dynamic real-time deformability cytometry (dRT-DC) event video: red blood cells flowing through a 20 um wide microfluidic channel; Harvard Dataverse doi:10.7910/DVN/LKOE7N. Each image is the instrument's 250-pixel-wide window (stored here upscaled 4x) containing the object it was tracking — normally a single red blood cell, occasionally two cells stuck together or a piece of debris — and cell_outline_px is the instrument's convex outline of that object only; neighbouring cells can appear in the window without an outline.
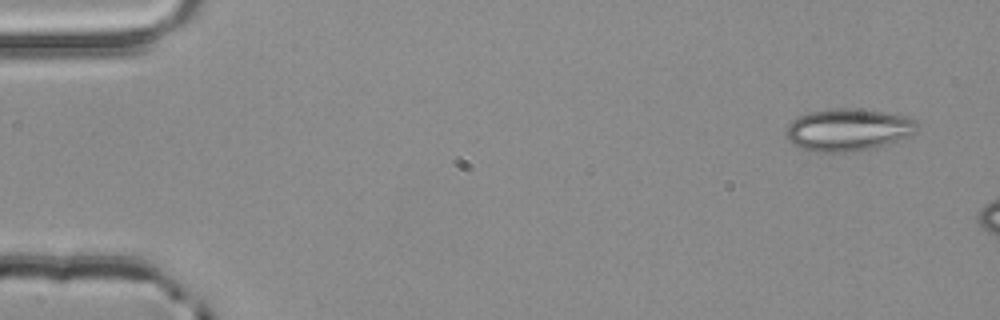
{"species": "common noctule bat (a hibernating species)", "species_latin": "Nyctalus noctula", "temperature_condition": "room temperature", "stored_images_in_passage": 4, "camera_frame_rate_fps": 3000, "um_per_image_px": 0.085, "animal": {"sex": "male", "body_mass_g": 20.4}, "frame": {"image": 1, "passage_image": 1, "time_ms": 0.0, "image_size_px": [1000, 320], "cell_outline_px": [[920, 124], [916, 132], [892, 144], [876, 148], [844, 152], [816, 152], [800, 148], [792, 144], [788, 140], [788, 124], [792, 120], [808, 112], [836, 108], [852, 108], [884, 112], [904, 116], [916, 120]], "centroid_in_image_um": [72.13, 11.04], "position_along_channel_um": 12.9, "area_um2": 32.48}}